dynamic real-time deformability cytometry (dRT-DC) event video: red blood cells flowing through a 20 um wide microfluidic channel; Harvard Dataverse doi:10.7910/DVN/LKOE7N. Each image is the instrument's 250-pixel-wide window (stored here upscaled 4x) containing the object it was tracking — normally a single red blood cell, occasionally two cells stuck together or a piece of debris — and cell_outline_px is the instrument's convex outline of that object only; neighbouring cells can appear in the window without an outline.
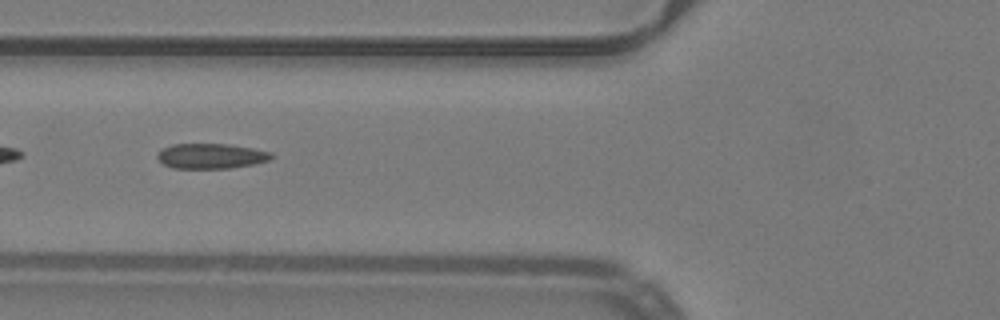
{"species": "common noctule bat (a hibernating species)", "species_latin": "Nyctalus noctula", "temperature_condition": "warm", "stored_images_in_passage": 51, "segment_of_instrument_passage": [2, 2], "camera_frame_rate_fps": 3000, "um_per_image_px": 0.085, "animal": {"sex": "male", "body_mass_g": 19.2, "forearm_length_mm": 51.8}, "frame": {"image": 1, "passage_image": 20, "time_ms": 6.333, "image_size_px": [1000, 320], "cell_outline_px": [[272, 156], [268, 160], [252, 164], [228, 168], [172, 168], [164, 164], [156, 156], [156, 152], [172, 144], [228, 144], [252, 148], [272, 152]], "centroid_in_image_um": [17.9, 13.26], "position_along_channel_um": 107.9, "area_um2": 16.53}}
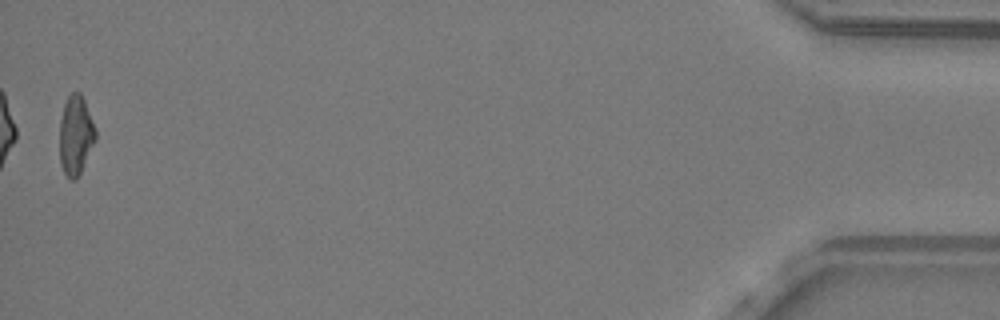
{"frame": {"image": 2, "passage_image": 51, "time_ms": 16.667, "image_size_px": [1000, 320], "cell_outline_px": [[96, 140], [76, 180], [72, 180], [64, 172], [60, 164], [60, 120], [64, 104], [68, 96], [72, 92], [80, 92], [84, 100], [96, 128]], "centroid_in_image_um": [6.44, 11.48], "position_along_channel_um": 428.8, "area_um2": 16.53}}